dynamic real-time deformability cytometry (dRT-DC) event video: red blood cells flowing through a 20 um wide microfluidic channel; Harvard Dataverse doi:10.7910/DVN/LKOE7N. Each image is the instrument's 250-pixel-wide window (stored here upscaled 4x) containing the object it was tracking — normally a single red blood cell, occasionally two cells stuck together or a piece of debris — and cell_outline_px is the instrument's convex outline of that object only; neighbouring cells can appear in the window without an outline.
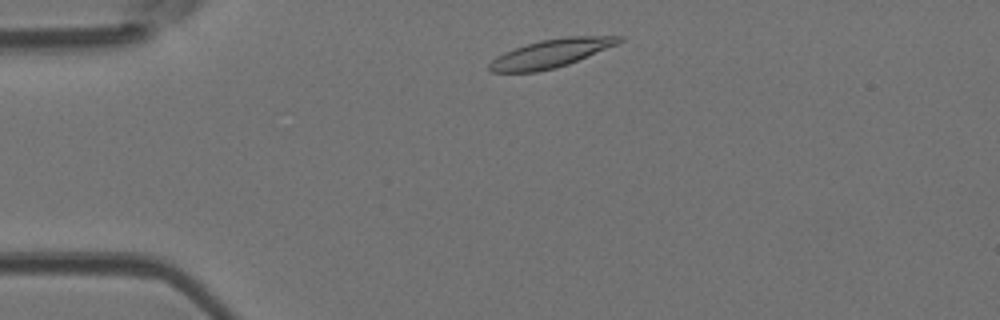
{"species": "Egyptian fruit bat (a non-hibernating species)", "species_latin": "Rousettus aegyptiacus", "temperature_condition": "room temperature", "stored_images_in_passage": 15, "camera_frame_rate_fps": 3000, "um_per_image_px": 0.085, "animal": {"sex": "female"}, "frame": {"image": 1, "passage_image": 3, "time_ms": 0.667, "image_size_px": [1000, 320], "cell_outline_px": [[624, 40], [616, 44], [568, 64], [556, 68], [536, 72], [488, 72], [488, 64], [496, 56], [504, 52], [540, 40], [568, 36], [624, 36]], "centroid_in_image_um": [46.79, 4.54], "position_along_channel_um": 38.2, "area_um2": 21.15}}
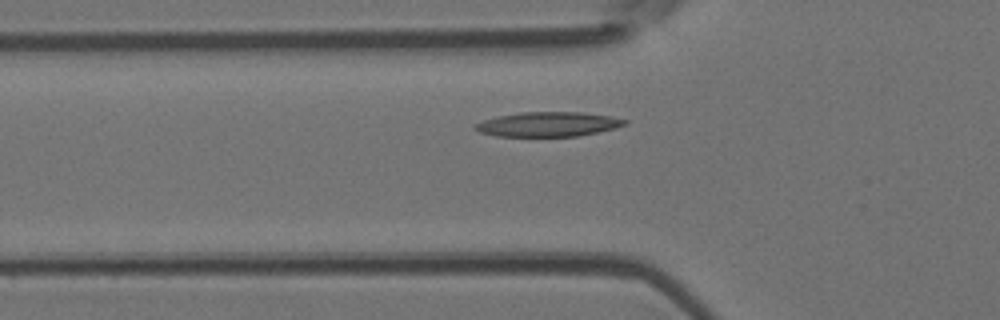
{"frame": {"image": 2, "passage_image": 9, "time_ms": 2.667, "image_size_px": [1000, 320], "cell_outline_px": [[628, 124], [616, 128], [580, 136], [496, 136], [480, 132], [472, 128], [476, 124], [484, 120], [500, 116], [520, 112], [580, 112], [608, 116], [628, 120]], "centroid_in_image_um": [46.62, 10.56], "position_along_channel_um": 79.2, "area_um2": 21.33}}
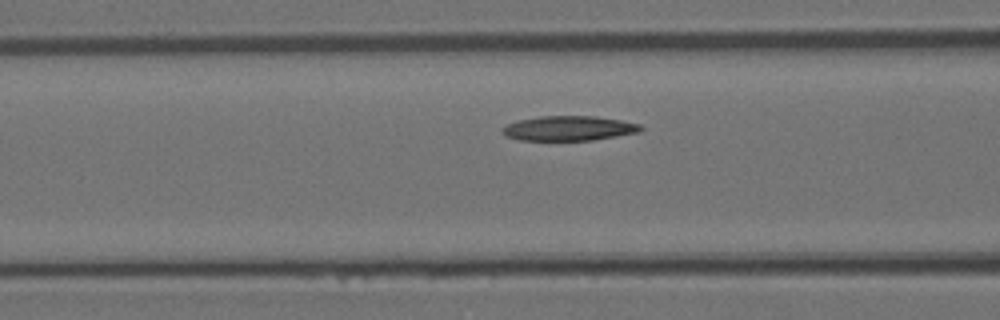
{"frame": {"image": 3, "passage_image": 12, "time_ms": 3.667, "image_size_px": [1000, 320], "cell_outline_px": [[644, 128], [640, 132], [592, 140], [520, 140], [504, 136], [500, 132], [508, 124], [520, 120], [540, 116], [596, 116], [620, 120], [640, 124]], "centroid_in_image_um": [48.36, 10.91], "position_along_channel_um": 118.2, "area_um2": 19.88}}